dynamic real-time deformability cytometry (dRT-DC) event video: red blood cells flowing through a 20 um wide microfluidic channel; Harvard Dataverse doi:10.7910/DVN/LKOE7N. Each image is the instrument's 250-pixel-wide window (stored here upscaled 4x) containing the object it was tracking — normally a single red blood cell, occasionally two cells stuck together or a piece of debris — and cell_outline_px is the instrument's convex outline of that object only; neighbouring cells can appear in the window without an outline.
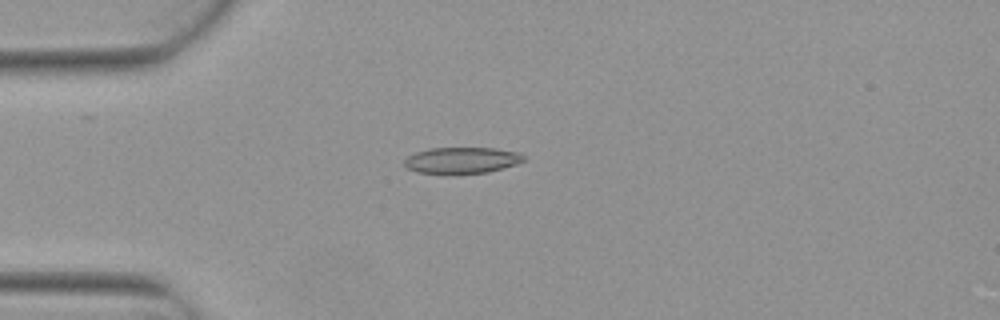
{"species": "Egyptian fruit bat (a non-hibernating species)", "species_latin": "Rousettus aegyptiacus", "temperature_condition": "warm", "stored_images_in_passage": 3, "camera_frame_rate_fps": 3000, "um_per_image_px": 0.085, "animal": {"sex": "female"}, "frame": {"image": 1, "passage_image": 2, "time_ms": 0.333, "image_size_px": [1000, 320], "cell_outline_px": [[524, 160], [516, 164], [488, 172], [456, 176], [444, 176], [416, 172], [408, 168], [404, 164], [404, 160], [408, 156], [416, 152], [428, 148], [496, 148], [516, 152], [524, 156]], "centroid_in_image_um": [39.19, 13.67], "position_along_channel_um": 45.8, "area_um2": 18.9}}